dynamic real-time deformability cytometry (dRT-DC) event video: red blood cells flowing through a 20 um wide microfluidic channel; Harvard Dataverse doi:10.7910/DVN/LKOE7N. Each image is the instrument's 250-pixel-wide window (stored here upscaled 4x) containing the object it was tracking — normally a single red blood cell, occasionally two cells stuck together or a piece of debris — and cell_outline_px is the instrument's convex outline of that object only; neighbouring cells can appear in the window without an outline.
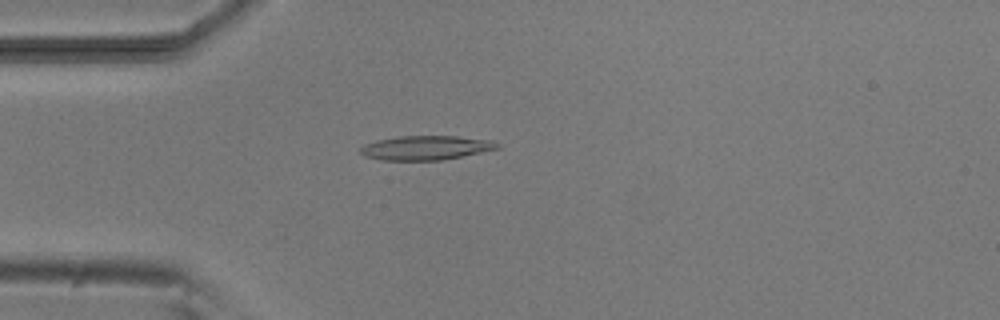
{"species": "common noctule bat (a hibernating species)", "species_latin": "Nyctalus noctula", "temperature_condition": "room temperature", "stored_images_in_passage": 5, "camera_frame_rate_fps": 3000, "um_per_image_px": 0.085, "animal": {"sex": "male", "body_mass_g": 20.5, "forearm_length_mm": 52.5}, "frame": {"image": 1, "passage_image": 4, "time_ms": 4.333, "image_size_px": [1000, 320], "cell_outline_px": [[500, 148], [444, 160], [380, 160], [364, 156], [360, 152], [360, 148], [364, 144], [376, 140], [400, 136], [456, 136], [492, 140], [500, 144]], "centroid_in_image_um": [36.2, 12.56], "position_along_channel_um": 48.8, "area_um2": 19.42}}